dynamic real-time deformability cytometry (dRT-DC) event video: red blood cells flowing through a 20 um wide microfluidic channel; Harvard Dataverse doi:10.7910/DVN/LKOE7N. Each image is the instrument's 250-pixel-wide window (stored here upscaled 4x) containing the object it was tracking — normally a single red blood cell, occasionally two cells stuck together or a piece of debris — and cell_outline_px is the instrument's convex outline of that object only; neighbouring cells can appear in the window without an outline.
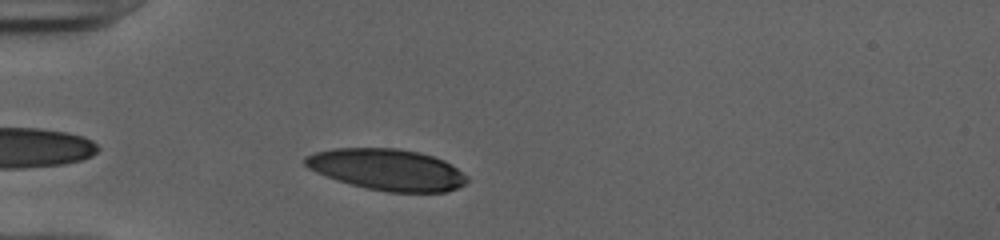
{"species": "human", "species_latin": "Homo sapiens", "temperature_condition": "cold", "stored_images_in_passage": 32, "camera_frame_rate_fps": 3000, "um_per_image_px": 0.085, "donor": {"sex": "female"}, "frame": {"image": 1, "passage_image": 3, "time_ms": 0.667, "image_size_px": [1000, 240], "cell_outline_px": [[468, 180], [464, 184], [448, 192], [388, 192], [368, 188], [336, 180], [316, 172], [308, 168], [304, 164], [304, 156], [316, 152], [332, 148], [396, 148], [420, 152], [444, 160], [468, 176]], "centroid_in_image_um": [32.9, 14.41], "position_along_channel_um": 52.1, "area_um2": 38.96}}
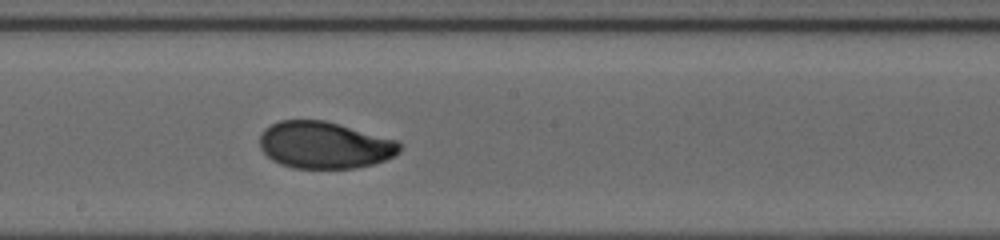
{"frame": {"image": 2, "passage_image": 17, "time_ms": 5.333, "image_size_px": [1000, 240], "cell_outline_px": [[400, 152], [396, 156], [372, 164], [356, 168], [292, 168], [280, 164], [272, 160], [260, 148], [260, 132], [264, 128], [280, 120], [324, 120], [400, 140]], "centroid_in_image_um": [27.6, 12.33], "position_along_channel_um": 220.6, "area_um2": 38.55}}
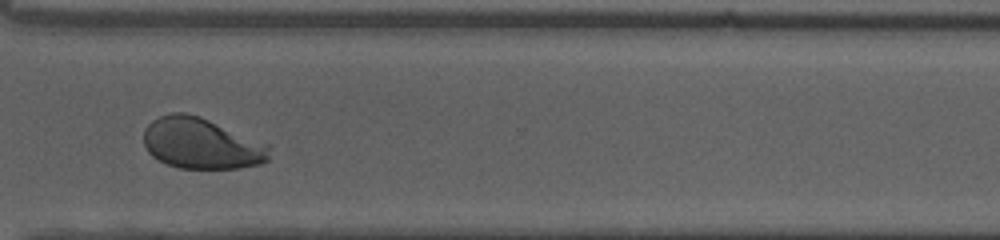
{"frame": {"image": 3, "passage_image": 27, "time_ms": 8.667, "image_size_px": [1000, 240], "cell_outline_px": [[268, 160], [260, 164], [240, 168], [180, 168], [168, 164], [152, 156], [148, 152], [144, 144], [144, 128], [152, 120], [160, 116], [172, 112], [184, 112], [200, 116], [268, 144]], "centroid_in_image_um": [17.09, 12.19], "position_along_channel_um": 353.5, "area_um2": 37.17}, "authors_computed_cell_mechanics": {"area_um2": 38.6104, "velocity_mm_per_s": 3.9931, "shape_relaxation_time_tau1_ms": 4.048, "shape_relaxation_time_tau2_ms": 1.0792, "deformation_change_tau1": 0.1692, "deformation_change_tau2": 0.0448}}